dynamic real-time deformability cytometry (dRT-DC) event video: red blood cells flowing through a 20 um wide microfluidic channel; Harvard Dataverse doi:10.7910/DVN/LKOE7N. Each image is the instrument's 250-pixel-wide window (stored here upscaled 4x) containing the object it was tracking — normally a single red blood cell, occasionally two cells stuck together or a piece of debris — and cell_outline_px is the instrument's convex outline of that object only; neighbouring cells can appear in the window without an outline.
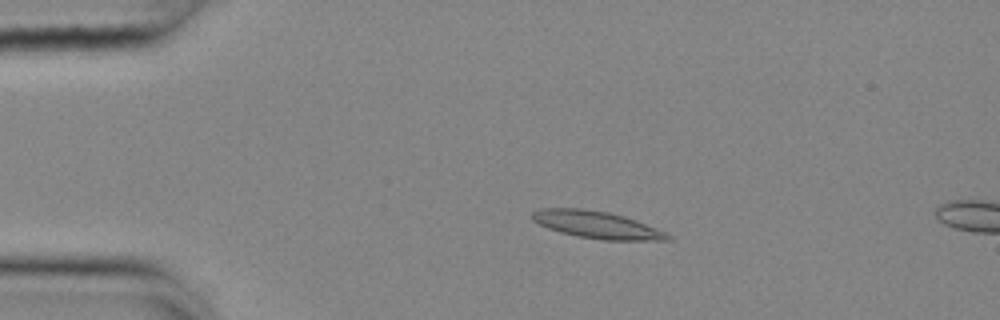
{"species": "common noctule bat (a hibernating species)", "species_latin": "Nyctalus noctula", "temperature_condition": "cold", "stored_images_in_passage": 16, "camera_frame_rate_fps": 3000, "um_per_image_px": 0.085, "animal": {"sex": "female", "body_mass_g": 25.1}, "frame": {"image": 1, "passage_image": 12, "time_ms": 3.667, "image_size_px": [1000, 320], "cell_outline_px": [[672, 240], [604, 240], [576, 236], [560, 232], [548, 228], [532, 220], [532, 212], [540, 208], [580, 208], [608, 212], [624, 216], [636, 220], [656, 228], [672, 236]], "centroid_in_image_um": [50.72, 19.1], "position_along_channel_um": 34.3, "area_um2": 21.39}}